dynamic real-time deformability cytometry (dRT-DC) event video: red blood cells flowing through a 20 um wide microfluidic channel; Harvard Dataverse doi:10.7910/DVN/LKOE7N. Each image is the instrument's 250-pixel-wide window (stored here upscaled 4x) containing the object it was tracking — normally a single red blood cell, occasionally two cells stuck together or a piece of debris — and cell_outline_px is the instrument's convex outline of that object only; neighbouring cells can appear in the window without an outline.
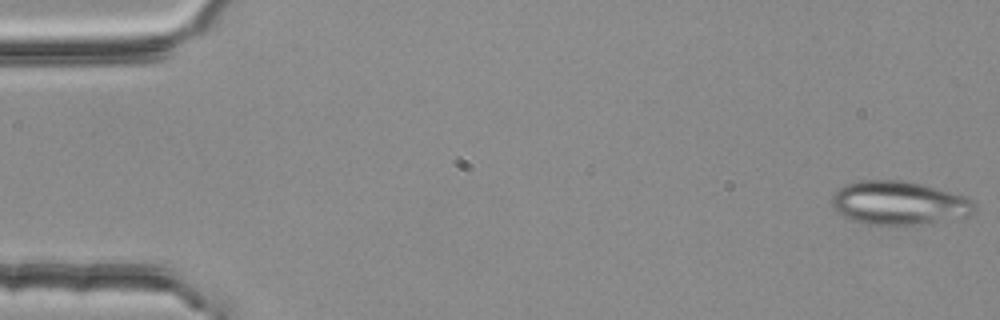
{"species": "common noctule bat (a hibernating species)", "species_latin": "Nyctalus noctula", "temperature_condition": "room temperature", "stored_images_in_passage": 3, "camera_frame_rate_fps": 3000, "um_per_image_px": 0.085, "animal": {"sex": "female", "body_mass_g": 25.1}, "frame": {"image": 1, "passage_image": 1, "time_ms": 0.0, "image_size_px": [1000, 320], "cell_outline_px": [[976, 212], [968, 216], [912, 224], [868, 224], [852, 220], [836, 212], [832, 204], [832, 196], [844, 184], [860, 180], [904, 180], [936, 188], [964, 196], [972, 200], [976, 204]], "centroid_in_image_um": [76.39, 17.23], "position_along_channel_um": 8.6, "area_um2": 35.84}}